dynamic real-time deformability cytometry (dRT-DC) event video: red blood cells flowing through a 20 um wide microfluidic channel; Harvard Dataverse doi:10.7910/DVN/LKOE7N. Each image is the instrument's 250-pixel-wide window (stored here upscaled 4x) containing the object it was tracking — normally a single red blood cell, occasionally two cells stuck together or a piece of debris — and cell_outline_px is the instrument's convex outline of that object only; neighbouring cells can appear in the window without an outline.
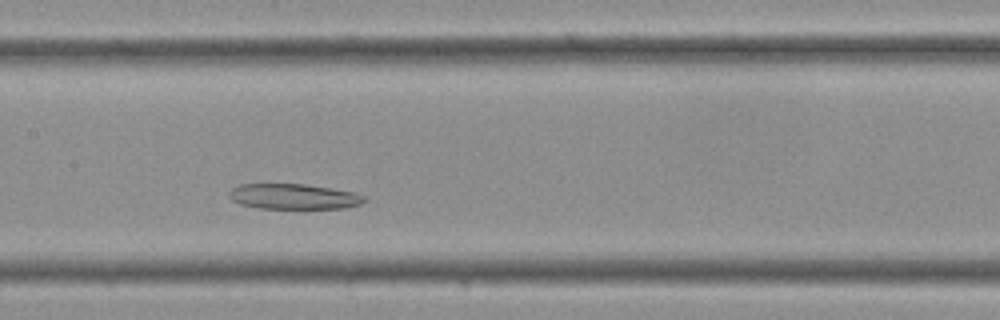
{"species": "Egyptian fruit bat (a non-hibernating species)", "species_latin": "Rousettus aegyptiacus", "temperature_condition": "cold", "stored_images_in_passage": 27, "camera_frame_rate_fps": 3000, "um_per_image_px": 0.085, "frame": {"image": 1, "passage_image": 12, "time_ms": 3.667, "image_size_px": [1000, 320], "cell_outline_px": [[368, 200], [360, 204], [344, 208], [256, 208], [240, 204], [232, 200], [228, 196], [228, 192], [232, 188], [240, 184], [304, 184], [356, 192], [368, 196]], "centroid_in_image_um": [24.99, 16.7], "position_along_channel_um": 182.4, "area_um2": 20.17}}
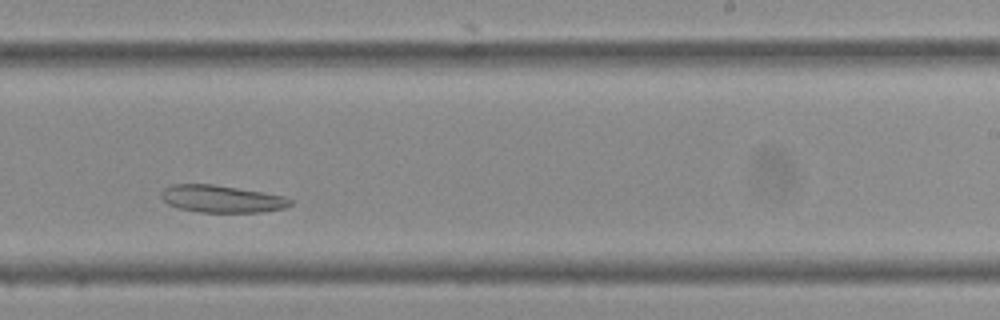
{"frame": {"image": 2, "passage_image": 17, "time_ms": 5.333, "image_size_px": [1000, 320], "cell_outline_px": [[292, 204], [284, 208], [264, 212], [200, 212], [180, 208], [168, 204], [160, 196], [160, 192], [164, 188], [172, 184], [212, 184], [264, 192], [284, 196], [292, 200]], "centroid_in_image_um": [18.84, 16.9], "position_along_channel_um": 270.2, "area_um2": 20.52}}
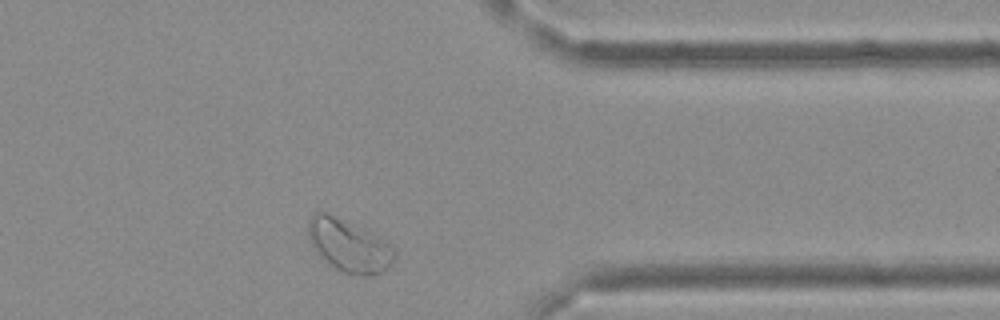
{"frame": {"image": 3, "passage_image": 24, "time_ms": 7.667, "image_size_px": [1000, 320], "cell_outline_px": [[396, 256], [388, 268], [384, 272], [368, 276], [360, 276], [344, 272], [336, 268], [320, 256], [316, 252], [308, 240], [308, 220], [312, 212], [324, 212], [364, 228], [388, 244], [396, 252]], "centroid_in_image_um": [29.63, 20.88], "position_along_channel_um": 381.8, "area_um2": 26.24}}